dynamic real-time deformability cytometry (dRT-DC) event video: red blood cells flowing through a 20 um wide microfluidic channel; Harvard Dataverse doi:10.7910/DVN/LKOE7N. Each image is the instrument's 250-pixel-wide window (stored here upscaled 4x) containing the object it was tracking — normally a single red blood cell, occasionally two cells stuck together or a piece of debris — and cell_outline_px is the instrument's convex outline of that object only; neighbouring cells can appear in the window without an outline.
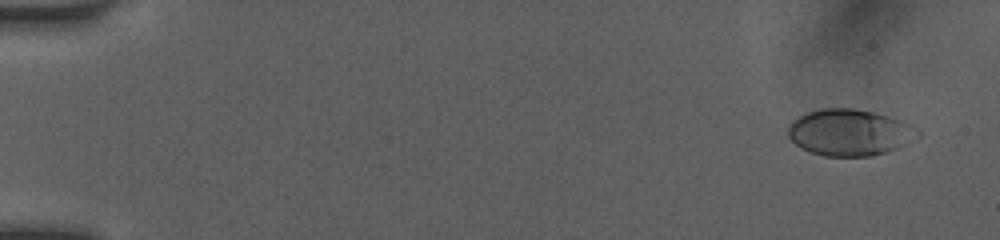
{"species": "human", "species_latin": "Homo sapiens", "temperature_condition": "room temperature", "stored_images_in_passage": 50, "camera_frame_rate_fps": 3000, "um_per_image_px": 0.085, "donor": {"sex": "female"}, "frame": {"image": 1, "passage_image": 3, "time_ms": 0.667, "image_size_px": [1000, 240], "cell_outline_px": [[920, 136], [908, 144], [872, 156], [824, 156], [800, 148], [788, 136], [788, 128], [800, 116], [808, 112], [820, 108], [852, 108], [872, 112], [904, 120], [920, 128]], "centroid_in_image_um": [72.29, 11.26], "position_along_channel_um": 12.7, "area_um2": 35.2}}
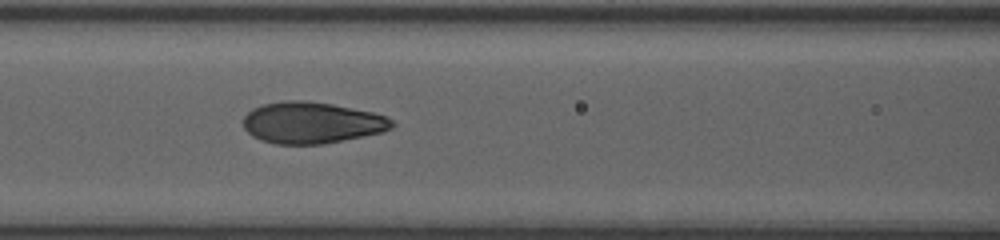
{"frame": {"image": 2, "passage_image": 23, "time_ms": 7.333, "image_size_px": [1000, 240], "cell_outline_px": [[396, 124], [392, 128], [380, 132], [324, 144], [276, 144], [260, 140], [252, 136], [244, 128], [244, 116], [252, 108], [264, 104], [284, 100], [304, 100], [332, 104], [372, 112], [384, 116], [392, 120]], "centroid_in_image_um": [26.47, 10.43], "position_along_channel_um": 140.1, "area_um2": 35.78}}
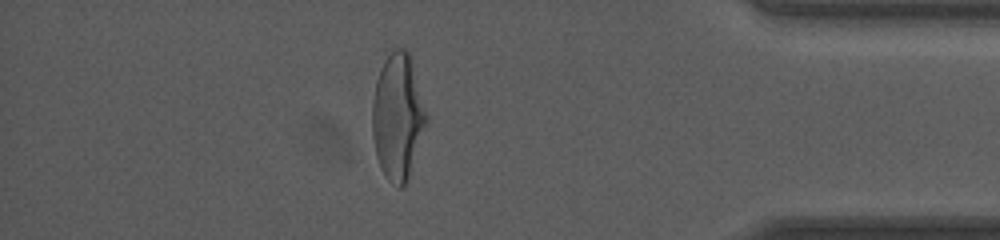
{"frame": {"image": 3, "passage_image": 44, "time_ms": 14.333, "image_size_px": [1000, 240], "cell_outline_px": [[428, 120], [408, 180], [400, 188], [388, 180], [384, 176], [380, 168], [376, 156], [372, 136], [372, 100], [376, 80], [380, 68], [384, 60], [396, 48], [404, 48], [408, 52], [428, 116]], "centroid_in_image_um": [33.79, 9.96], "position_along_channel_um": 401.4, "area_um2": 39.65}, "authors_computed_cell_mechanics": {"area_um2": 35.7204, "velocity_mm_per_s": 4.18, "shape_relaxation_time_tau1_ms": 4.1668, "shape_relaxation_time_tau2_ms": 0.5169, "deformation_change_tau1": 0.1989, "deformation_change_tau2": 0.0575}}